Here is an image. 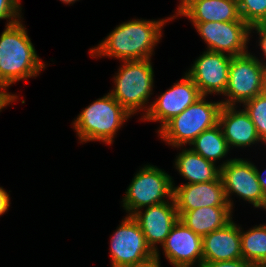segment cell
Here are the masks:
<instances>
[{
  "instance_id": "6da1fadb",
  "label": "cell",
  "mask_w": 266,
  "mask_h": 267,
  "mask_svg": "<svg viewBox=\"0 0 266 267\" xmlns=\"http://www.w3.org/2000/svg\"><path fill=\"white\" fill-rule=\"evenodd\" d=\"M174 20V15L163 19H130L117 25L89 49L92 58H114L120 61L152 59L155 46L162 40L166 23ZM161 39V40H160Z\"/></svg>"
},
{
  "instance_id": "7a4b0ae2",
  "label": "cell",
  "mask_w": 266,
  "mask_h": 267,
  "mask_svg": "<svg viewBox=\"0 0 266 267\" xmlns=\"http://www.w3.org/2000/svg\"><path fill=\"white\" fill-rule=\"evenodd\" d=\"M23 19L5 26L0 35V94L11 104L20 98L8 88L39 76L47 67L37 54Z\"/></svg>"
},
{
  "instance_id": "3957f363",
  "label": "cell",
  "mask_w": 266,
  "mask_h": 267,
  "mask_svg": "<svg viewBox=\"0 0 266 267\" xmlns=\"http://www.w3.org/2000/svg\"><path fill=\"white\" fill-rule=\"evenodd\" d=\"M132 115L108 92L82 109L72 121L79 143L102 142L112 145L120 128Z\"/></svg>"
},
{
  "instance_id": "277c9868",
  "label": "cell",
  "mask_w": 266,
  "mask_h": 267,
  "mask_svg": "<svg viewBox=\"0 0 266 267\" xmlns=\"http://www.w3.org/2000/svg\"><path fill=\"white\" fill-rule=\"evenodd\" d=\"M113 76L111 96L132 116L140 113L141 118L149 111V102L154 88V69L151 59L120 61ZM123 62V63H122Z\"/></svg>"
},
{
  "instance_id": "5b68a950",
  "label": "cell",
  "mask_w": 266,
  "mask_h": 267,
  "mask_svg": "<svg viewBox=\"0 0 266 267\" xmlns=\"http://www.w3.org/2000/svg\"><path fill=\"white\" fill-rule=\"evenodd\" d=\"M206 98L202 96L168 121L157 132L161 141L173 148L190 146L203 131L217 125L222 102L208 101Z\"/></svg>"
},
{
  "instance_id": "8992f818",
  "label": "cell",
  "mask_w": 266,
  "mask_h": 267,
  "mask_svg": "<svg viewBox=\"0 0 266 267\" xmlns=\"http://www.w3.org/2000/svg\"><path fill=\"white\" fill-rule=\"evenodd\" d=\"M173 198L172 176L164 169L149 163L136 171L131 183L122 197L121 206L126 215L170 201Z\"/></svg>"
},
{
  "instance_id": "52a82bcc",
  "label": "cell",
  "mask_w": 266,
  "mask_h": 267,
  "mask_svg": "<svg viewBox=\"0 0 266 267\" xmlns=\"http://www.w3.org/2000/svg\"><path fill=\"white\" fill-rule=\"evenodd\" d=\"M265 71L266 68L253 52L232 57L226 91L221 100L222 105L240 106L262 94Z\"/></svg>"
},
{
  "instance_id": "ba28073f",
  "label": "cell",
  "mask_w": 266,
  "mask_h": 267,
  "mask_svg": "<svg viewBox=\"0 0 266 267\" xmlns=\"http://www.w3.org/2000/svg\"><path fill=\"white\" fill-rule=\"evenodd\" d=\"M110 237L111 267L141 265L155 259L144 233L130 215L124 216Z\"/></svg>"
},
{
  "instance_id": "9c48e42d",
  "label": "cell",
  "mask_w": 266,
  "mask_h": 267,
  "mask_svg": "<svg viewBox=\"0 0 266 267\" xmlns=\"http://www.w3.org/2000/svg\"><path fill=\"white\" fill-rule=\"evenodd\" d=\"M225 196L231 209L234 210V198L239 197L243 201L252 204L254 208L266 206L265 196L255 171V164L249 159L233 158L221 167L220 175Z\"/></svg>"
},
{
  "instance_id": "30bf717a",
  "label": "cell",
  "mask_w": 266,
  "mask_h": 267,
  "mask_svg": "<svg viewBox=\"0 0 266 267\" xmlns=\"http://www.w3.org/2000/svg\"><path fill=\"white\" fill-rule=\"evenodd\" d=\"M206 50L234 56L248 53L250 26L242 19L230 22H191Z\"/></svg>"
},
{
  "instance_id": "8fae6325",
  "label": "cell",
  "mask_w": 266,
  "mask_h": 267,
  "mask_svg": "<svg viewBox=\"0 0 266 267\" xmlns=\"http://www.w3.org/2000/svg\"><path fill=\"white\" fill-rule=\"evenodd\" d=\"M202 97L197 85L185 73L179 81L154 98L149 111L140 120L159 122L158 132L174 116Z\"/></svg>"
},
{
  "instance_id": "7c38bea8",
  "label": "cell",
  "mask_w": 266,
  "mask_h": 267,
  "mask_svg": "<svg viewBox=\"0 0 266 267\" xmlns=\"http://www.w3.org/2000/svg\"><path fill=\"white\" fill-rule=\"evenodd\" d=\"M232 56L205 50L186 73L197 85L202 96L224 95Z\"/></svg>"
},
{
  "instance_id": "4fadbf2b",
  "label": "cell",
  "mask_w": 266,
  "mask_h": 267,
  "mask_svg": "<svg viewBox=\"0 0 266 267\" xmlns=\"http://www.w3.org/2000/svg\"><path fill=\"white\" fill-rule=\"evenodd\" d=\"M144 209L136 211L132 217L139 224L148 246L155 253V260L161 265V253L157 245L159 244L161 248L164 244L173 226L179 220V214L173 198Z\"/></svg>"
},
{
  "instance_id": "5bb4252c",
  "label": "cell",
  "mask_w": 266,
  "mask_h": 267,
  "mask_svg": "<svg viewBox=\"0 0 266 267\" xmlns=\"http://www.w3.org/2000/svg\"><path fill=\"white\" fill-rule=\"evenodd\" d=\"M161 247L164 257L172 267H202V237L180 220L173 226Z\"/></svg>"
},
{
  "instance_id": "9a60e30c",
  "label": "cell",
  "mask_w": 266,
  "mask_h": 267,
  "mask_svg": "<svg viewBox=\"0 0 266 267\" xmlns=\"http://www.w3.org/2000/svg\"><path fill=\"white\" fill-rule=\"evenodd\" d=\"M172 177L173 199L177 211L204 207H230L221 177L212 182L175 185Z\"/></svg>"
},
{
  "instance_id": "2e32d148",
  "label": "cell",
  "mask_w": 266,
  "mask_h": 267,
  "mask_svg": "<svg viewBox=\"0 0 266 267\" xmlns=\"http://www.w3.org/2000/svg\"><path fill=\"white\" fill-rule=\"evenodd\" d=\"M218 124L230 150L234 148L243 150L258 143L266 145L259 137L248 113L244 108L241 109V105H222Z\"/></svg>"
},
{
  "instance_id": "e0dca14e",
  "label": "cell",
  "mask_w": 266,
  "mask_h": 267,
  "mask_svg": "<svg viewBox=\"0 0 266 267\" xmlns=\"http://www.w3.org/2000/svg\"><path fill=\"white\" fill-rule=\"evenodd\" d=\"M173 13L174 19L186 17L190 22H230L241 19L237 0H185Z\"/></svg>"
},
{
  "instance_id": "ac0fdd59",
  "label": "cell",
  "mask_w": 266,
  "mask_h": 267,
  "mask_svg": "<svg viewBox=\"0 0 266 267\" xmlns=\"http://www.w3.org/2000/svg\"><path fill=\"white\" fill-rule=\"evenodd\" d=\"M233 219L224 227L202 237L203 262L230 261L242 258L240 224Z\"/></svg>"
},
{
  "instance_id": "d6986e66",
  "label": "cell",
  "mask_w": 266,
  "mask_h": 267,
  "mask_svg": "<svg viewBox=\"0 0 266 267\" xmlns=\"http://www.w3.org/2000/svg\"><path fill=\"white\" fill-rule=\"evenodd\" d=\"M180 150L174 160L175 170L188 181L184 184H197L216 181L220 178L221 167L206 160L189 147H177Z\"/></svg>"
},
{
  "instance_id": "ffe728a7",
  "label": "cell",
  "mask_w": 266,
  "mask_h": 267,
  "mask_svg": "<svg viewBox=\"0 0 266 267\" xmlns=\"http://www.w3.org/2000/svg\"><path fill=\"white\" fill-rule=\"evenodd\" d=\"M232 213L231 207H204L178 211L179 220L201 237L228 224L233 219Z\"/></svg>"
},
{
  "instance_id": "44dd1931",
  "label": "cell",
  "mask_w": 266,
  "mask_h": 267,
  "mask_svg": "<svg viewBox=\"0 0 266 267\" xmlns=\"http://www.w3.org/2000/svg\"><path fill=\"white\" fill-rule=\"evenodd\" d=\"M191 148L195 153H198L206 160H209L217 164L220 160L222 163H218V166L222 167L233 158H224L230 153V148L227 144L226 139L223 136L221 127L219 124L203 131L195 140L190 144Z\"/></svg>"
},
{
  "instance_id": "7402d4cb",
  "label": "cell",
  "mask_w": 266,
  "mask_h": 267,
  "mask_svg": "<svg viewBox=\"0 0 266 267\" xmlns=\"http://www.w3.org/2000/svg\"><path fill=\"white\" fill-rule=\"evenodd\" d=\"M240 225V240L242 258L255 267L266 265V227L255 225L248 230Z\"/></svg>"
},
{
  "instance_id": "603a6c76",
  "label": "cell",
  "mask_w": 266,
  "mask_h": 267,
  "mask_svg": "<svg viewBox=\"0 0 266 267\" xmlns=\"http://www.w3.org/2000/svg\"><path fill=\"white\" fill-rule=\"evenodd\" d=\"M254 123L261 140L266 144V97L263 94L241 105Z\"/></svg>"
},
{
  "instance_id": "cb8c5ba5",
  "label": "cell",
  "mask_w": 266,
  "mask_h": 267,
  "mask_svg": "<svg viewBox=\"0 0 266 267\" xmlns=\"http://www.w3.org/2000/svg\"><path fill=\"white\" fill-rule=\"evenodd\" d=\"M241 19L249 26L266 23V0H237Z\"/></svg>"
},
{
  "instance_id": "d4e9b609",
  "label": "cell",
  "mask_w": 266,
  "mask_h": 267,
  "mask_svg": "<svg viewBox=\"0 0 266 267\" xmlns=\"http://www.w3.org/2000/svg\"><path fill=\"white\" fill-rule=\"evenodd\" d=\"M20 0H0V20H6V26L20 21L22 16Z\"/></svg>"
},
{
  "instance_id": "484cf974",
  "label": "cell",
  "mask_w": 266,
  "mask_h": 267,
  "mask_svg": "<svg viewBox=\"0 0 266 267\" xmlns=\"http://www.w3.org/2000/svg\"><path fill=\"white\" fill-rule=\"evenodd\" d=\"M252 33L256 34V37L258 35V44L260 51H261V57L260 59L257 57V59L262 63V65L266 68V23H257L252 26H250V38L254 36ZM263 55V57H262Z\"/></svg>"
},
{
  "instance_id": "4316f807",
  "label": "cell",
  "mask_w": 266,
  "mask_h": 267,
  "mask_svg": "<svg viewBox=\"0 0 266 267\" xmlns=\"http://www.w3.org/2000/svg\"><path fill=\"white\" fill-rule=\"evenodd\" d=\"M202 267H255L249 261L240 258L230 261L202 262Z\"/></svg>"
},
{
  "instance_id": "83f0119b",
  "label": "cell",
  "mask_w": 266,
  "mask_h": 267,
  "mask_svg": "<svg viewBox=\"0 0 266 267\" xmlns=\"http://www.w3.org/2000/svg\"><path fill=\"white\" fill-rule=\"evenodd\" d=\"M9 192H7L2 186L0 187V216L7 213L9 210L11 201H10Z\"/></svg>"
},
{
  "instance_id": "f1b7e54d",
  "label": "cell",
  "mask_w": 266,
  "mask_h": 267,
  "mask_svg": "<svg viewBox=\"0 0 266 267\" xmlns=\"http://www.w3.org/2000/svg\"><path fill=\"white\" fill-rule=\"evenodd\" d=\"M260 169L255 165V171L257 174V178L258 181L260 183L261 189L263 191V194L265 196V200H266V169H264V171H259Z\"/></svg>"
},
{
  "instance_id": "f546056e",
  "label": "cell",
  "mask_w": 266,
  "mask_h": 267,
  "mask_svg": "<svg viewBox=\"0 0 266 267\" xmlns=\"http://www.w3.org/2000/svg\"><path fill=\"white\" fill-rule=\"evenodd\" d=\"M124 267H161V265L158 263L157 260L148 261L141 265H135V266H124Z\"/></svg>"
},
{
  "instance_id": "4dcf8cb0",
  "label": "cell",
  "mask_w": 266,
  "mask_h": 267,
  "mask_svg": "<svg viewBox=\"0 0 266 267\" xmlns=\"http://www.w3.org/2000/svg\"><path fill=\"white\" fill-rule=\"evenodd\" d=\"M262 94L266 97V71H265L264 79H263Z\"/></svg>"
},
{
  "instance_id": "1f68e13d",
  "label": "cell",
  "mask_w": 266,
  "mask_h": 267,
  "mask_svg": "<svg viewBox=\"0 0 266 267\" xmlns=\"http://www.w3.org/2000/svg\"><path fill=\"white\" fill-rule=\"evenodd\" d=\"M62 3H64L65 5H70V4H74L75 2L79 1V0H60Z\"/></svg>"
},
{
  "instance_id": "d6a6232c",
  "label": "cell",
  "mask_w": 266,
  "mask_h": 267,
  "mask_svg": "<svg viewBox=\"0 0 266 267\" xmlns=\"http://www.w3.org/2000/svg\"><path fill=\"white\" fill-rule=\"evenodd\" d=\"M185 0H180L178 7L184 2Z\"/></svg>"
},
{
  "instance_id": "836d02e7",
  "label": "cell",
  "mask_w": 266,
  "mask_h": 267,
  "mask_svg": "<svg viewBox=\"0 0 266 267\" xmlns=\"http://www.w3.org/2000/svg\"><path fill=\"white\" fill-rule=\"evenodd\" d=\"M261 209H263V210H265L266 211V206L264 207V208H261ZM264 225H265V227H266V223H263Z\"/></svg>"
}]
</instances>
